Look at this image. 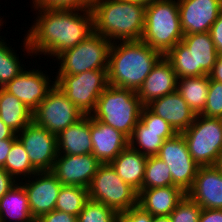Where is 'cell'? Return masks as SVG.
<instances>
[{
  "instance_id": "19",
  "label": "cell",
  "mask_w": 222,
  "mask_h": 222,
  "mask_svg": "<svg viewBox=\"0 0 222 222\" xmlns=\"http://www.w3.org/2000/svg\"><path fill=\"white\" fill-rule=\"evenodd\" d=\"M92 155L102 164H109L129 146V138L121 131L91 115Z\"/></svg>"
},
{
  "instance_id": "6",
  "label": "cell",
  "mask_w": 222,
  "mask_h": 222,
  "mask_svg": "<svg viewBox=\"0 0 222 222\" xmlns=\"http://www.w3.org/2000/svg\"><path fill=\"white\" fill-rule=\"evenodd\" d=\"M143 106L135 91L108 85L91 115L129 138L140 120Z\"/></svg>"
},
{
  "instance_id": "18",
  "label": "cell",
  "mask_w": 222,
  "mask_h": 222,
  "mask_svg": "<svg viewBox=\"0 0 222 222\" xmlns=\"http://www.w3.org/2000/svg\"><path fill=\"white\" fill-rule=\"evenodd\" d=\"M186 195L202 209H222V174L213 166L199 167Z\"/></svg>"
},
{
  "instance_id": "36",
  "label": "cell",
  "mask_w": 222,
  "mask_h": 222,
  "mask_svg": "<svg viewBox=\"0 0 222 222\" xmlns=\"http://www.w3.org/2000/svg\"><path fill=\"white\" fill-rule=\"evenodd\" d=\"M35 8L45 10H90L94 0H32Z\"/></svg>"
},
{
  "instance_id": "23",
  "label": "cell",
  "mask_w": 222,
  "mask_h": 222,
  "mask_svg": "<svg viewBox=\"0 0 222 222\" xmlns=\"http://www.w3.org/2000/svg\"><path fill=\"white\" fill-rule=\"evenodd\" d=\"M185 196L186 193L177 186L141 189L138 192V206L152 216L170 215Z\"/></svg>"
},
{
  "instance_id": "42",
  "label": "cell",
  "mask_w": 222,
  "mask_h": 222,
  "mask_svg": "<svg viewBox=\"0 0 222 222\" xmlns=\"http://www.w3.org/2000/svg\"><path fill=\"white\" fill-rule=\"evenodd\" d=\"M198 222H222V209H202Z\"/></svg>"
},
{
  "instance_id": "37",
  "label": "cell",
  "mask_w": 222,
  "mask_h": 222,
  "mask_svg": "<svg viewBox=\"0 0 222 222\" xmlns=\"http://www.w3.org/2000/svg\"><path fill=\"white\" fill-rule=\"evenodd\" d=\"M140 121L148 130L163 131L164 140L172 138L176 134L168 122L153 113L147 106L142 108Z\"/></svg>"
},
{
  "instance_id": "16",
  "label": "cell",
  "mask_w": 222,
  "mask_h": 222,
  "mask_svg": "<svg viewBox=\"0 0 222 222\" xmlns=\"http://www.w3.org/2000/svg\"><path fill=\"white\" fill-rule=\"evenodd\" d=\"M184 35L210 32L222 11V0H177Z\"/></svg>"
},
{
  "instance_id": "47",
  "label": "cell",
  "mask_w": 222,
  "mask_h": 222,
  "mask_svg": "<svg viewBox=\"0 0 222 222\" xmlns=\"http://www.w3.org/2000/svg\"><path fill=\"white\" fill-rule=\"evenodd\" d=\"M214 166L219 170V172L222 174V150L220 151Z\"/></svg>"
},
{
  "instance_id": "2",
  "label": "cell",
  "mask_w": 222,
  "mask_h": 222,
  "mask_svg": "<svg viewBox=\"0 0 222 222\" xmlns=\"http://www.w3.org/2000/svg\"><path fill=\"white\" fill-rule=\"evenodd\" d=\"M117 42L109 49L108 85L137 92L163 55L142 40Z\"/></svg>"
},
{
  "instance_id": "41",
  "label": "cell",
  "mask_w": 222,
  "mask_h": 222,
  "mask_svg": "<svg viewBox=\"0 0 222 222\" xmlns=\"http://www.w3.org/2000/svg\"><path fill=\"white\" fill-rule=\"evenodd\" d=\"M16 184L17 181L0 167V199Z\"/></svg>"
},
{
  "instance_id": "17",
  "label": "cell",
  "mask_w": 222,
  "mask_h": 222,
  "mask_svg": "<svg viewBox=\"0 0 222 222\" xmlns=\"http://www.w3.org/2000/svg\"><path fill=\"white\" fill-rule=\"evenodd\" d=\"M48 75L37 69L23 70L12 81L8 82L3 89L14 95L32 112L46 98L47 93L54 87Z\"/></svg>"
},
{
  "instance_id": "31",
  "label": "cell",
  "mask_w": 222,
  "mask_h": 222,
  "mask_svg": "<svg viewBox=\"0 0 222 222\" xmlns=\"http://www.w3.org/2000/svg\"><path fill=\"white\" fill-rule=\"evenodd\" d=\"M173 186L169 167L158 156H148L142 189Z\"/></svg>"
},
{
  "instance_id": "35",
  "label": "cell",
  "mask_w": 222,
  "mask_h": 222,
  "mask_svg": "<svg viewBox=\"0 0 222 222\" xmlns=\"http://www.w3.org/2000/svg\"><path fill=\"white\" fill-rule=\"evenodd\" d=\"M200 114L206 117L222 118V82L210 79L206 105Z\"/></svg>"
},
{
  "instance_id": "28",
  "label": "cell",
  "mask_w": 222,
  "mask_h": 222,
  "mask_svg": "<svg viewBox=\"0 0 222 222\" xmlns=\"http://www.w3.org/2000/svg\"><path fill=\"white\" fill-rule=\"evenodd\" d=\"M164 141L163 131L148 130L139 120L129 137V147L143 155L156 156Z\"/></svg>"
},
{
  "instance_id": "25",
  "label": "cell",
  "mask_w": 222,
  "mask_h": 222,
  "mask_svg": "<svg viewBox=\"0 0 222 222\" xmlns=\"http://www.w3.org/2000/svg\"><path fill=\"white\" fill-rule=\"evenodd\" d=\"M8 217V221H36L29 208L27 193L19 182L0 199V222H7Z\"/></svg>"
},
{
  "instance_id": "34",
  "label": "cell",
  "mask_w": 222,
  "mask_h": 222,
  "mask_svg": "<svg viewBox=\"0 0 222 222\" xmlns=\"http://www.w3.org/2000/svg\"><path fill=\"white\" fill-rule=\"evenodd\" d=\"M202 208L187 195L169 215L172 222H198Z\"/></svg>"
},
{
  "instance_id": "15",
  "label": "cell",
  "mask_w": 222,
  "mask_h": 222,
  "mask_svg": "<svg viewBox=\"0 0 222 222\" xmlns=\"http://www.w3.org/2000/svg\"><path fill=\"white\" fill-rule=\"evenodd\" d=\"M39 176V177H37ZM25 182H19L25 189L29 208L35 220L55 210L56 201L62 184L51 171L37 172ZM36 177V178H35Z\"/></svg>"
},
{
  "instance_id": "44",
  "label": "cell",
  "mask_w": 222,
  "mask_h": 222,
  "mask_svg": "<svg viewBox=\"0 0 222 222\" xmlns=\"http://www.w3.org/2000/svg\"><path fill=\"white\" fill-rule=\"evenodd\" d=\"M211 80L222 82V54H219L212 71L208 74Z\"/></svg>"
},
{
  "instance_id": "46",
  "label": "cell",
  "mask_w": 222,
  "mask_h": 222,
  "mask_svg": "<svg viewBox=\"0 0 222 222\" xmlns=\"http://www.w3.org/2000/svg\"><path fill=\"white\" fill-rule=\"evenodd\" d=\"M153 222H172L169 215L153 216Z\"/></svg>"
},
{
  "instance_id": "48",
  "label": "cell",
  "mask_w": 222,
  "mask_h": 222,
  "mask_svg": "<svg viewBox=\"0 0 222 222\" xmlns=\"http://www.w3.org/2000/svg\"><path fill=\"white\" fill-rule=\"evenodd\" d=\"M1 18V17H0ZM3 24V22H2V20L0 19V27H1V25Z\"/></svg>"
},
{
  "instance_id": "26",
  "label": "cell",
  "mask_w": 222,
  "mask_h": 222,
  "mask_svg": "<svg viewBox=\"0 0 222 222\" xmlns=\"http://www.w3.org/2000/svg\"><path fill=\"white\" fill-rule=\"evenodd\" d=\"M32 111L14 95L0 88V119L16 133L32 122Z\"/></svg>"
},
{
  "instance_id": "4",
  "label": "cell",
  "mask_w": 222,
  "mask_h": 222,
  "mask_svg": "<svg viewBox=\"0 0 222 222\" xmlns=\"http://www.w3.org/2000/svg\"><path fill=\"white\" fill-rule=\"evenodd\" d=\"M178 1L148 0L145 9V26L141 40L165 56L182 41Z\"/></svg>"
},
{
  "instance_id": "43",
  "label": "cell",
  "mask_w": 222,
  "mask_h": 222,
  "mask_svg": "<svg viewBox=\"0 0 222 222\" xmlns=\"http://www.w3.org/2000/svg\"><path fill=\"white\" fill-rule=\"evenodd\" d=\"M17 138H10V139H4L0 140V167H4L6 158L9 154V151L11 150L13 142Z\"/></svg>"
},
{
  "instance_id": "24",
  "label": "cell",
  "mask_w": 222,
  "mask_h": 222,
  "mask_svg": "<svg viewBox=\"0 0 222 222\" xmlns=\"http://www.w3.org/2000/svg\"><path fill=\"white\" fill-rule=\"evenodd\" d=\"M147 158L148 156L128 146L109 164L125 183L139 192L142 189Z\"/></svg>"
},
{
  "instance_id": "7",
  "label": "cell",
  "mask_w": 222,
  "mask_h": 222,
  "mask_svg": "<svg viewBox=\"0 0 222 222\" xmlns=\"http://www.w3.org/2000/svg\"><path fill=\"white\" fill-rule=\"evenodd\" d=\"M111 42L95 31L69 50L59 54L57 75H77L89 70H107Z\"/></svg>"
},
{
  "instance_id": "21",
  "label": "cell",
  "mask_w": 222,
  "mask_h": 222,
  "mask_svg": "<svg viewBox=\"0 0 222 222\" xmlns=\"http://www.w3.org/2000/svg\"><path fill=\"white\" fill-rule=\"evenodd\" d=\"M146 106L168 122L176 133H182L188 129L196 116L177 91L154 99Z\"/></svg>"
},
{
  "instance_id": "30",
  "label": "cell",
  "mask_w": 222,
  "mask_h": 222,
  "mask_svg": "<svg viewBox=\"0 0 222 222\" xmlns=\"http://www.w3.org/2000/svg\"><path fill=\"white\" fill-rule=\"evenodd\" d=\"M88 200V188L62 185L56 201L55 210L78 216Z\"/></svg>"
},
{
  "instance_id": "20",
  "label": "cell",
  "mask_w": 222,
  "mask_h": 222,
  "mask_svg": "<svg viewBox=\"0 0 222 222\" xmlns=\"http://www.w3.org/2000/svg\"><path fill=\"white\" fill-rule=\"evenodd\" d=\"M177 80L172 64L165 56H162L136 93L141 103L146 106L154 99L174 93Z\"/></svg>"
},
{
  "instance_id": "11",
  "label": "cell",
  "mask_w": 222,
  "mask_h": 222,
  "mask_svg": "<svg viewBox=\"0 0 222 222\" xmlns=\"http://www.w3.org/2000/svg\"><path fill=\"white\" fill-rule=\"evenodd\" d=\"M84 115L55 84L32 113V121L58 135Z\"/></svg>"
},
{
  "instance_id": "38",
  "label": "cell",
  "mask_w": 222,
  "mask_h": 222,
  "mask_svg": "<svg viewBox=\"0 0 222 222\" xmlns=\"http://www.w3.org/2000/svg\"><path fill=\"white\" fill-rule=\"evenodd\" d=\"M116 222H153V216L136 205L124 213H118Z\"/></svg>"
},
{
  "instance_id": "8",
  "label": "cell",
  "mask_w": 222,
  "mask_h": 222,
  "mask_svg": "<svg viewBox=\"0 0 222 222\" xmlns=\"http://www.w3.org/2000/svg\"><path fill=\"white\" fill-rule=\"evenodd\" d=\"M90 200L103 203L117 213L138 205V191L125 183L110 164H101L88 187Z\"/></svg>"
},
{
  "instance_id": "13",
  "label": "cell",
  "mask_w": 222,
  "mask_h": 222,
  "mask_svg": "<svg viewBox=\"0 0 222 222\" xmlns=\"http://www.w3.org/2000/svg\"><path fill=\"white\" fill-rule=\"evenodd\" d=\"M17 138L24 145L30 162L37 172L52 170L58 154L56 134L32 121L17 133Z\"/></svg>"
},
{
  "instance_id": "10",
  "label": "cell",
  "mask_w": 222,
  "mask_h": 222,
  "mask_svg": "<svg viewBox=\"0 0 222 222\" xmlns=\"http://www.w3.org/2000/svg\"><path fill=\"white\" fill-rule=\"evenodd\" d=\"M55 84L83 115H91L108 86L107 70H89L77 75H56Z\"/></svg>"
},
{
  "instance_id": "5",
  "label": "cell",
  "mask_w": 222,
  "mask_h": 222,
  "mask_svg": "<svg viewBox=\"0 0 222 222\" xmlns=\"http://www.w3.org/2000/svg\"><path fill=\"white\" fill-rule=\"evenodd\" d=\"M219 53L210 32L184 35L165 57L172 64L177 78L208 75Z\"/></svg>"
},
{
  "instance_id": "14",
  "label": "cell",
  "mask_w": 222,
  "mask_h": 222,
  "mask_svg": "<svg viewBox=\"0 0 222 222\" xmlns=\"http://www.w3.org/2000/svg\"><path fill=\"white\" fill-rule=\"evenodd\" d=\"M101 164L92 153L83 155L57 154L51 172L62 185L88 188Z\"/></svg>"
},
{
  "instance_id": "27",
  "label": "cell",
  "mask_w": 222,
  "mask_h": 222,
  "mask_svg": "<svg viewBox=\"0 0 222 222\" xmlns=\"http://www.w3.org/2000/svg\"><path fill=\"white\" fill-rule=\"evenodd\" d=\"M209 86V75L183 77L177 80L176 91L187 102L195 114H200L206 105Z\"/></svg>"
},
{
  "instance_id": "32",
  "label": "cell",
  "mask_w": 222,
  "mask_h": 222,
  "mask_svg": "<svg viewBox=\"0 0 222 222\" xmlns=\"http://www.w3.org/2000/svg\"><path fill=\"white\" fill-rule=\"evenodd\" d=\"M7 45L8 44L0 38V88H3L8 82L12 81L26 69L20 64L19 56L16 55L17 53Z\"/></svg>"
},
{
  "instance_id": "12",
  "label": "cell",
  "mask_w": 222,
  "mask_h": 222,
  "mask_svg": "<svg viewBox=\"0 0 222 222\" xmlns=\"http://www.w3.org/2000/svg\"><path fill=\"white\" fill-rule=\"evenodd\" d=\"M156 156L169 167L173 186L187 193L194 183L199 165L191 157L182 133L165 140Z\"/></svg>"
},
{
  "instance_id": "33",
  "label": "cell",
  "mask_w": 222,
  "mask_h": 222,
  "mask_svg": "<svg viewBox=\"0 0 222 222\" xmlns=\"http://www.w3.org/2000/svg\"><path fill=\"white\" fill-rule=\"evenodd\" d=\"M117 214L105 204L89 199L77 216V222H116Z\"/></svg>"
},
{
  "instance_id": "39",
  "label": "cell",
  "mask_w": 222,
  "mask_h": 222,
  "mask_svg": "<svg viewBox=\"0 0 222 222\" xmlns=\"http://www.w3.org/2000/svg\"><path fill=\"white\" fill-rule=\"evenodd\" d=\"M35 222H77V216L63 211L53 210L42 215Z\"/></svg>"
},
{
  "instance_id": "22",
  "label": "cell",
  "mask_w": 222,
  "mask_h": 222,
  "mask_svg": "<svg viewBox=\"0 0 222 222\" xmlns=\"http://www.w3.org/2000/svg\"><path fill=\"white\" fill-rule=\"evenodd\" d=\"M91 152V115H84L57 135L58 154L83 155Z\"/></svg>"
},
{
  "instance_id": "1",
  "label": "cell",
  "mask_w": 222,
  "mask_h": 222,
  "mask_svg": "<svg viewBox=\"0 0 222 222\" xmlns=\"http://www.w3.org/2000/svg\"><path fill=\"white\" fill-rule=\"evenodd\" d=\"M38 10L27 37L24 38V50L28 54H46L57 57L66 50L75 47L94 32L93 14L90 10Z\"/></svg>"
},
{
  "instance_id": "40",
  "label": "cell",
  "mask_w": 222,
  "mask_h": 222,
  "mask_svg": "<svg viewBox=\"0 0 222 222\" xmlns=\"http://www.w3.org/2000/svg\"><path fill=\"white\" fill-rule=\"evenodd\" d=\"M212 41L219 54H222V11L210 29Z\"/></svg>"
},
{
  "instance_id": "9",
  "label": "cell",
  "mask_w": 222,
  "mask_h": 222,
  "mask_svg": "<svg viewBox=\"0 0 222 222\" xmlns=\"http://www.w3.org/2000/svg\"><path fill=\"white\" fill-rule=\"evenodd\" d=\"M182 135L199 167L214 165L222 150V118L196 114L193 124Z\"/></svg>"
},
{
  "instance_id": "45",
  "label": "cell",
  "mask_w": 222,
  "mask_h": 222,
  "mask_svg": "<svg viewBox=\"0 0 222 222\" xmlns=\"http://www.w3.org/2000/svg\"><path fill=\"white\" fill-rule=\"evenodd\" d=\"M17 138V133L2 122L0 119V140Z\"/></svg>"
},
{
  "instance_id": "3",
  "label": "cell",
  "mask_w": 222,
  "mask_h": 222,
  "mask_svg": "<svg viewBox=\"0 0 222 222\" xmlns=\"http://www.w3.org/2000/svg\"><path fill=\"white\" fill-rule=\"evenodd\" d=\"M145 0H94V31L111 43L141 40L145 26ZM113 40V41H112Z\"/></svg>"
},
{
  "instance_id": "29",
  "label": "cell",
  "mask_w": 222,
  "mask_h": 222,
  "mask_svg": "<svg viewBox=\"0 0 222 222\" xmlns=\"http://www.w3.org/2000/svg\"><path fill=\"white\" fill-rule=\"evenodd\" d=\"M3 169L17 181L18 179L20 181V178L18 177H21V179L24 180V178H29L37 173L30 162L24 145L18 138L12 144Z\"/></svg>"
}]
</instances>
